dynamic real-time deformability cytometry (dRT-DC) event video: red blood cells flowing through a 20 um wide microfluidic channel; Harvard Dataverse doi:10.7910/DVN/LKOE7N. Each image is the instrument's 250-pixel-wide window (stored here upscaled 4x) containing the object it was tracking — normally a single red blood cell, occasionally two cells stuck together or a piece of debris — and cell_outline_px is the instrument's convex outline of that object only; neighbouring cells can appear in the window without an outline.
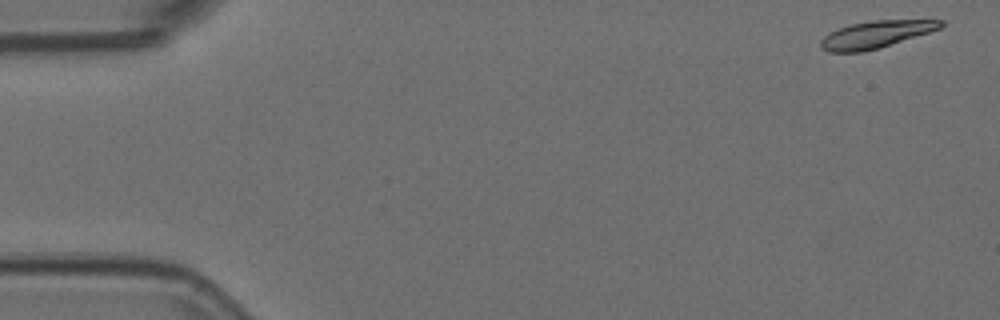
{"species": "Egyptian fruit bat (a non-hibernating species)", "species_latin": "Rousettus aegyptiacus", "temperature_condition": "room temperature", "stored_images_in_passage": 54, "camera_frame_rate_fps": 3000, "um_per_image_px": 0.085, "animal": {"sex": "female"}, "frame": {"image": 1, "passage_image": 1, "time_ms": 0.0, "image_size_px": [1000, 320], "cell_outline_px": [[944, 24], [940, 28], [880, 48], [864, 52], [828, 52], [820, 48], [820, 40], [828, 32], [852, 24], [872, 20], [944, 20]], "centroid_in_image_um": [74.39, 2.94], "position_along_channel_um": 10.6, "area_um2": 18.9}}
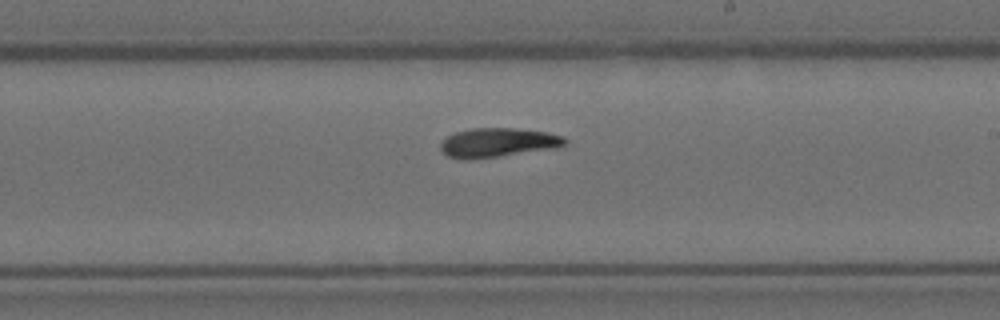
{"frame": {"image": 2, "passage_image": 31, "time_ms": 10.0, "image_size_px": [1000, 320], "cell_outline_px": [[568, 140], [564, 144], [556, 148], [496, 156], [464, 160], [448, 156], [440, 148], [440, 144], [448, 136], [456, 132], [472, 128], [516, 128], [548, 132], [564, 136]], "centroid_in_image_um": [42.34, 12.1], "position_along_channel_um": 246.7, "area_um2": 20.92}}
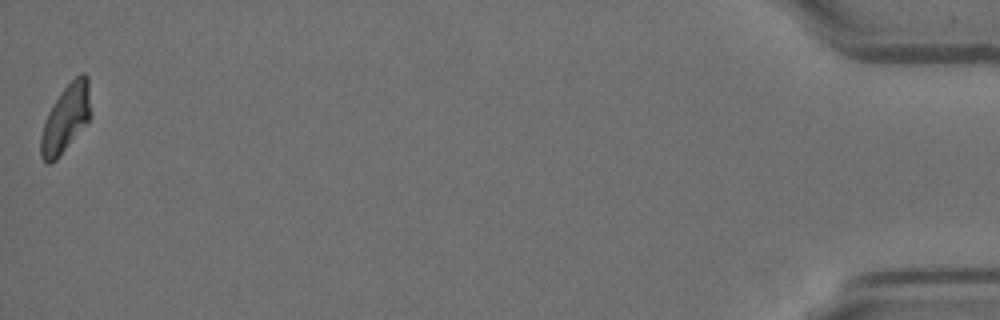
{"frame": {"image": 3, "passage_image": 54, "time_ms": 17.667, "image_size_px": [1000, 320], "cell_outline_px": [[92, 116], [56, 160], [48, 164], [44, 164], [40, 156], [40, 136], [48, 112], [52, 104], [60, 92], [80, 72], [84, 72], [88, 76]], "centroid_in_image_um": [5.59, 10.05], "position_along_channel_um": 429.6, "area_um2": 19.83}, "authors_computed_cell_mechanics": {"area_um2": 20.2589, "velocity_mm_per_s": 3.6689, "shape_relaxation_time_tau1_ms": 8.0257, "shape_relaxation_time_tau2_ms": null, "deformation_change_tau1": 0.2179, "deformation_change_tau2": null}}